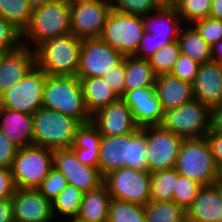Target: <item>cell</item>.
Wrapping results in <instances>:
<instances>
[{
  "label": "cell",
  "instance_id": "obj_46",
  "mask_svg": "<svg viewBox=\"0 0 222 222\" xmlns=\"http://www.w3.org/2000/svg\"><path fill=\"white\" fill-rule=\"evenodd\" d=\"M15 190L11 168L0 166V199L12 197Z\"/></svg>",
  "mask_w": 222,
  "mask_h": 222
},
{
  "label": "cell",
  "instance_id": "obj_52",
  "mask_svg": "<svg viewBox=\"0 0 222 222\" xmlns=\"http://www.w3.org/2000/svg\"><path fill=\"white\" fill-rule=\"evenodd\" d=\"M212 61L222 64V40L215 43L212 47Z\"/></svg>",
  "mask_w": 222,
  "mask_h": 222
},
{
  "label": "cell",
  "instance_id": "obj_22",
  "mask_svg": "<svg viewBox=\"0 0 222 222\" xmlns=\"http://www.w3.org/2000/svg\"><path fill=\"white\" fill-rule=\"evenodd\" d=\"M154 89L164 112L194 99L192 84L172 74L156 76Z\"/></svg>",
  "mask_w": 222,
  "mask_h": 222
},
{
  "label": "cell",
  "instance_id": "obj_30",
  "mask_svg": "<svg viewBox=\"0 0 222 222\" xmlns=\"http://www.w3.org/2000/svg\"><path fill=\"white\" fill-rule=\"evenodd\" d=\"M178 172L175 168L160 170L150 174V200L173 201Z\"/></svg>",
  "mask_w": 222,
  "mask_h": 222
},
{
  "label": "cell",
  "instance_id": "obj_4",
  "mask_svg": "<svg viewBox=\"0 0 222 222\" xmlns=\"http://www.w3.org/2000/svg\"><path fill=\"white\" fill-rule=\"evenodd\" d=\"M81 44L72 33L48 39L34 49L36 65L47 75L76 76Z\"/></svg>",
  "mask_w": 222,
  "mask_h": 222
},
{
  "label": "cell",
  "instance_id": "obj_31",
  "mask_svg": "<svg viewBox=\"0 0 222 222\" xmlns=\"http://www.w3.org/2000/svg\"><path fill=\"white\" fill-rule=\"evenodd\" d=\"M185 214L173 201H150L144 206L146 222H178Z\"/></svg>",
  "mask_w": 222,
  "mask_h": 222
},
{
  "label": "cell",
  "instance_id": "obj_1",
  "mask_svg": "<svg viewBox=\"0 0 222 222\" xmlns=\"http://www.w3.org/2000/svg\"><path fill=\"white\" fill-rule=\"evenodd\" d=\"M124 167L148 171L145 127L126 135L102 136L98 162L100 174L104 178Z\"/></svg>",
  "mask_w": 222,
  "mask_h": 222
},
{
  "label": "cell",
  "instance_id": "obj_42",
  "mask_svg": "<svg viewBox=\"0 0 222 222\" xmlns=\"http://www.w3.org/2000/svg\"><path fill=\"white\" fill-rule=\"evenodd\" d=\"M199 66L200 63L180 53L171 74L192 84L198 73Z\"/></svg>",
  "mask_w": 222,
  "mask_h": 222
},
{
  "label": "cell",
  "instance_id": "obj_9",
  "mask_svg": "<svg viewBox=\"0 0 222 222\" xmlns=\"http://www.w3.org/2000/svg\"><path fill=\"white\" fill-rule=\"evenodd\" d=\"M144 34L143 17L110 11L100 39L125 56H133Z\"/></svg>",
  "mask_w": 222,
  "mask_h": 222
},
{
  "label": "cell",
  "instance_id": "obj_18",
  "mask_svg": "<svg viewBox=\"0 0 222 222\" xmlns=\"http://www.w3.org/2000/svg\"><path fill=\"white\" fill-rule=\"evenodd\" d=\"M121 99L132 111L138 128L161 124L164 110L156 96L154 86L125 91Z\"/></svg>",
  "mask_w": 222,
  "mask_h": 222
},
{
  "label": "cell",
  "instance_id": "obj_36",
  "mask_svg": "<svg viewBox=\"0 0 222 222\" xmlns=\"http://www.w3.org/2000/svg\"><path fill=\"white\" fill-rule=\"evenodd\" d=\"M201 188L202 186L194 180L178 174L176 190H174L173 194V202L187 211V209L194 203Z\"/></svg>",
  "mask_w": 222,
  "mask_h": 222
},
{
  "label": "cell",
  "instance_id": "obj_32",
  "mask_svg": "<svg viewBox=\"0 0 222 222\" xmlns=\"http://www.w3.org/2000/svg\"><path fill=\"white\" fill-rule=\"evenodd\" d=\"M32 10L25 0H0V16L22 32L30 23Z\"/></svg>",
  "mask_w": 222,
  "mask_h": 222
},
{
  "label": "cell",
  "instance_id": "obj_50",
  "mask_svg": "<svg viewBox=\"0 0 222 222\" xmlns=\"http://www.w3.org/2000/svg\"><path fill=\"white\" fill-rule=\"evenodd\" d=\"M0 222H14L11 197L0 199Z\"/></svg>",
  "mask_w": 222,
  "mask_h": 222
},
{
  "label": "cell",
  "instance_id": "obj_28",
  "mask_svg": "<svg viewBox=\"0 0 222 222\" xmlns=\"http://www.w3.org/2000/svg\"><path fill=\"white\" fill-rule=\"evenodd\" d=\"M123 62L125 63V91L154 86L156 75L148 60L125 56Z\"/></svg>",
  "mask_w": 222,
  "mask_h": 222
},
{
  "label": "cell",
  "instance_id": "obj_15",
  "mask_svg": "<svg viewBox=\"0 0 222 222\" xmlns=\"http://www.w3.org/2000/svg\"><path fill=\"white\" fill-rule=\"evenodd\" d=\"M53 167L64 175L69 185L83 192L97 188L104 181L99 169L82 164L71 148L53 150Z\"/></svg>",
  "mask_w": 222,
  "mask_h": 222
},
{
  "label": "cell",
  "instance_id": "obj_58",
  "mask_svg": "<svg viewBox=\"0 0 222 222\" xmlns=\"http://www.w3.org/2000/svg\"><path fill=\"white\" fill-rule=\"evenodd\" d=\"M162 4L169 5V0H159Z\"/></svg>",
  "mask_w": 222,
  "mask_h": 222
},
{
  "label": "cell",
  "instance_id": "obj_39",
  "mask_svg": "<svg viewBox=\"0 0 222 222\" xmlns=\"http://www.w3.org/2000/svg\"><path fill=\"white\" fill-rule=\"evenodd\" d=\"M68 185L64 175L52 167L49 174L36 188L47 200L52 202Z\"/></svg>",
  "mask_w": 222,
  "mask_h": 222
},
{
  "label": "cell",
  "instance_id": "obj_8",
  "mask_svg": "<svg viewBox=\"0 0 222 222\" xmlns=\"http://www.w3.org/2000/svg\"><path fill=\"white\" fill-rule=\"evenodd\" d=\"M211 109L195 99L164 112L160 126L184 139L202 138L210 131Z\"/></svg>",
  "mask_w": 222,
  "mask_h": 222
},
{
  "label": "cell",
  "instance_id": "obj_55",
  "mask_svg": "<svg viewBox=\"0 0 222 222\" xmlns=\"http://www.w3.org/2000/svg\"><path fill=\"white\" fill-rule=\"evenodd\" d=\"M61 222H87V221L78 219L77 217H72V218L65 219Z\"/></svg>",
  "mask_w": 222,
  "mask_h": 222
},
{
  "label": "cell",
  "instance_id": "obj_12",
  "mask_svg": "<svg viewBox=\"0 0 222 222\" xmlns=\"http://www.w3.org/2000/svg\"><path fill=\"white\" fill-rule=\"evenodd\" d=\"M112 5L105 0L70 2V29L79 39L100 38Z\"/></svg>",
  "mask_w": 222,
  "mask_h": 222
},
{
  "label": "cell",
  "instance_id": "obj_26",
  "mask_svg": "<svg viewBox=\"0 0 222 222\" xmlns=\"http://www.w3.org/2000/svg\"><path fill=\"white\" fill-rule=\"evenodd\" d=\"M87 111L92 116L101 108L119 99L102 77L79 78Z\"/></svg>",
  "mask_w": 222,
  "mask_h": 222
},
{
  "label": "cell",
  "instance_id": "obj_43",
  "mask_svg": "<svg viewBox=\"0 0 222 222\" xmlns=\"http://www.w3.org/2000/svg\"><path fill=\"white\" fill-rule=\"evenodd\" d=\"M103 80L113 89L116 95L121 98L125 93V63L110 70L103 77Z\"/></svg>",
  "mask_w": 222,
  "mask_h": 222
},
{
  "label": "cell",
  "instance_id": "obj_49",
  "mask_svg": "<svg viewBox=\"0 0 222 222\" xmlns=\"http://www.w3.org/2000/svg\"><path fill=\"white\" fill-rule=\"evenodd\" d=\"M210 131L222 133V103L211 108Z\"/></svg>",
  "mask_w": 222,
  "mask_h": 222
},
{
  "label": "cell",
  "instance_id": "obj_37",
  "mask_svg": "<svg viewBox=\"0 0 222 222\" xmlns=\"http://www.w3.org/2000/svg\"><path fill=\"white\" fill-rule=\"evenodd\" d=\"M162 3L159 0H116L112 9L125 14L146 16L156 11Z\"/></svg>",
  "mask_w": 222,
  "mask_h": 222
},
{
  "label": "cell",
  "instance_id": "obj_40",
  "mask_svg": "<svg viewBox=\"0 0 222 222\" xmlns=\"http://www.w3.org/2000/svg\"><path fill=\"white\" fill-rule=\"evenodd\" d=\"M102 135L91 123L81 124L75 132V140L70 148H100Z\"/></svg>",
  "mask_w": 222,
  "mask_h": 222
},
{
  "label": "cell",
  "instance_id": "obj_41",
  "mask_svg": "<svg viewBox=\"0 0 222 222\" xmlns=\"http://www.w3.org/2000/svg\"><path fill=\"white\" fill-rule=\"evenodd\" d=\"M211 47L222 40V20L208 17L192 24Z\"/></svg>",
  "mask_w": 222,
  "mask_h": 222
},
{
  "label": "cell",
  "instance_id": "obj_27",
  "mask_svg": "<svg viewBox=\"0 0 222 222\" xmlns=\"http://www.w3.org/2000/svg\"><path fill=\"white\" fill-rule=\"evenodd\" d=\"M180 53L203 64L212 61L211 46L205 42L192 24H184L179 32Z\"/></svg>",
  "mask_w": 222,
  "mask_h": 222
},
{
  "label": "cell",
  "instance_id": "obj_51",
  "mask_svg": "<svg viewBox=\"0 0 222 222\" xmlns=\"http://www.w3.org/2000/svg\"><path fill=\"white\" fill-rule=\"evenodd\" d=\"M210 17L222 20V0H212Z\"/></svg>",
  "mask_w": 222,
  "mask_h": 222
},
{
  "label": "cell",
  "instance_id": "obj_33",
  "mask_svg": "<svg viewBox=\"0 0 222 222\" xmlns=\"http://www.w3.org/2000/svg\"><path fill=\"white\" fill-rule=\"evenodd\" d=\"M107 222H146L144 206L112 199Z\"/></svg>",
  "mask_w": 222,
  "mask_h": 222
},
{
  "label": "cell",
  "instance_id": "obj_16",
  "mask_svg": "<svg viewBox=\"0 0 222 222\" xmlns=\"http://www.w3.org/2000/svg\"><path fill=\"white\" fill-rule=\"evenodd\" d=\"M11 200L14 222H56L51 202L37 189L16 188Z\"/></svg>",
  "mask_w": 222,
  "mask_h": 222
},
{
  "label": "cell",
  "instance_id": "obj_17",
  "mask_svg": "<svg viewBox=\"0 0 222 222\" xmlns=\"http://www.w3.org/2000/svg\"><path fill=\"white\" fill-rule=\"evenodd\" d=\"M91 123L102 136L126 135L139 129L132 111L121 98L95 112Z\"/></svg>",
  "mask_w": 222,
  "mask_h": 222
},
{
  "label": "cell",
  "instance_id": "obj_29",
  "mask_svg": "<svg viewBox=\"0 0 222 222\" xmlns=\"http://www.w3.org/2000/svg\"><path fill=\"white\" fill-rule=\"evenodd\" d=\"M84 192L72 185L65 189L51 202L52 214L56 222L78 215Z\"/></svg>",
  "mask_w": 222,
  "mask_h": 222
},
{
  "label": "cell",
  "instance_id": "obj_2",
  "mask_svg": "<svg viewBox=\"0 0 222 222\" xmlns=\"http://www.w3.org/2000/svg\"><path fill=\"white\" fill-rule=\"evenodd\" d=\"M70 33V2L55 0L33 8L30 23L22 32V44L34 50L48 39Z\"/></svg>",
  "mask_w": 222,
  "mask_h": 222
},
{
  "label": "cell",
  "instance_id": "obj_45",
  "mask_svg": "<svg viewBox=\"0 0 222 222\" xmlns=\"http://www.w3.org/2000/svg\"><path fill=\"white\" fill-rule=\"evenodd\" d=\"M156 51H158L157 41L154 34L144 32L140 40L139 47L133 55L136 58L148 60Z\"/></svg>",
  "mask_w": 222,
  "mask_h": 222
},
{
  "label": "cell",
  "instance_id": "obj_19",
  "mask_svg": "<svg viewBox=\"0 0 222 222\" xmlns=\"http://www.w3.org/2000/svg\"><path fill=\"white\" fill-rule=\"evenodd\" d=\"M183 25L174 6L162 4L156 11L143 16L144 32L154 34L158 50L177 40Z\"/></svg>",
  "mask_w": 222,
  "mask_h": 222
},
{
  "label": "cell",
  "instance_id": "obj_57",
  "mask_svg": "<svg viewBox=\"0 0 222 222\" xmlns=\"http://www.w3.org/2000/svg\"><path fill=\"white\" fill-rule=\"evenodd\" d=\"M181 0H169V6H176Z\"/></svg>",
  "mask_w": 222,
  "mask_h": 222
},
{
  "label": "cell",
  "instance_id": "obj_34",
  "mask_svg": "<svg viewBox=\"0 0 222 222\" xmlns=\"http://www.w3.org/2000/svg\"><path fill=\"white\" fill-rule=\"evenodd\" d=\"M180 54L178 40L171 42L163 48L156 51L149 59V65L152 67L156 76L171 74L174 64Z\"/></svg>",
  "mask_w": 222,
  "mask_h": 222
},
{
  "label": "cell",
  "instance_id": "obj_11",
  "mask_svg": "<svg viewBox=\"0 0 222 222\" xmlns=\"http://www.w3.org/2000/svg\"><path fill=\"white\" fill-rule=\"evenodd\" d=\"M47 74L35 65L28 74L0 97V106L33 115L43 102Z\"/></svg>",
  "mask_w": 222,
  "mask_h": 222
},
{
  "label": "cell",
  "instance_id": "obj_59",
  "mask_svg": "<svg viewBox=\"0 0 222 222\" xmlns=\"http://www.w3.org/2000/svg\"><path fill=\"white\" fill-rule=\"evenodd\" d=\"M105 1L112 5L116 0H105Z\"/></svg>",
  "mask_w": 222,
  "mask_h": 222
},
{
  "label": "cell",
  "instance_id": "obj_47",
  "mask_svg": "<svg viewBox=\"0 0 222 222\" xmlns=\"http://www.w3.org/2000/svg\"><path fill=\"white\" fill-rule=\"evenodd\" d=\"M205 137L209 142L215 164L222 172V133L209 131Z\"/></svg>",
  "mask_w": 222,
  "mask_h": 222
},
{
  "label": "cell",
  "instance_id": "obj_6",
  "mask_svg": "<svg viewBox=\"0 0 222 222\" xmlns=\"http://www.w3.org/2000/svg\"><path fill=\"white\" fill-rule=\"evenodd\" d=\"M80 125L70 116L41 107L33 114V143L52 150L70 148Z\"/></svg>",
  "mask_w": 222,
  "mask_h": 222
},
{
  "label": "cell",
  "instance_id": "obj_13",
  "mask_svg": "<svg viewBox=\"0 0 222 222\" xmlns=\"http://www.w3.org/2000/svg\"><path fill=\"white\" fill-rule=\"evenodd\" d=\"M125 55L100 38L83 39L80 50L78 78L103 77L124 61Z\"/></svg>",
  "mask_w": 222,
  "mask_h": 222
},
{
  "label": "cell",
  "instance_id": "obj_14",
  "mask_svg": "<svg viewBox=\"0 0 222 222\" xmlns=\"http://www.w3.org/2000/svg\"><path fill=\"white\" fill-rule=\"evenodd\" d=\"M148 171L173 169L184 138L159 126L145 127Z\"/></svg>",
  "mask_w": 222,
  "mask_h": 222
},
{
  "label": "cell",
  "instance_id": "obj_3",
  "mask_svg": "<svg viewBox=\"0 0 222 222\" xmlns=\"http://www.w3.org/2000/svg\"><path fill=\"white\" fill-rule=\"evenodd\" d=\"M42 107L61 112L80 124L91 122L80 79L77 76L47 75L43 88Z\"/></svg>",
  "mask_w": 222,
  "mask_h": 222
},
{
  "label": "cell",
  "instance_id": "obj_48",
  "mask_svg": "<svg viewBox=\"0 0 222 222\" xmlns=\"http://www.w3.org/2000/svg\"><path fill=\"white\" fill-rule=\"evenodd\" d=\"M77 159L84 165L98 169L99 148H71Z\"/></svg>",
  "mask_w": 222,
  "mask_h": 222
},
{
  "label": "cell",
  "instance_id": "obj_24",
  "mask_svg": "<svg viewBox=\"0 0 222 222\" xmlns=\"http://www.w3.org/2000/svg\"><path fill=\"white\" fill-rule=\"evenodd\" d=\"M186 213L197 222H219L222 218V196L218 187H202Z\"/></svg>",
  "mask_w": 222,
  "mask_h": 222
},
{
  "label": "cell",
  "instance_id": "obj_56",
  "mask_svg": "<svg viewBox=\"0 0 222 222\" xmlns=\"http://www.w3.org/2000/svg\"><path fill=\"white\" fill-rule=\"evenodd\" d=\"M215 185L218 187L221 196H222V175L220 176V178L218 179V181L215 183Z\"/></svg>",
  "mask_w": 222,
  "mask_h": 222
},
{
  "label": "cell",
  "instance_id": "obj_20",
  "mask_svg": "<svg viewBox=\"0 0 222 222\" xmlns=\"http://www.w3.org/2000/svg\"><path fill=\"white\" fill-rule=\"evenodd\" d=\"M222 64L211 61L200 64L192 83L193 97L210 109L222 103Z\"/></svg>",
  "mask_w": 222,
  "mask_h": 222
},
{
  "label": "cell",
  "instance_id": "obj_25",
  "mask_svg": "<svg viewBox=\"0 0 222 222\" xmlns=\"http://www.w3.org/2000/svg\"><path fill=\"white\" fill-rule=\"evenodd\" d=\"M111 200L108 188L103 182L97 188L84 192L76 217L87 222H107Z\"/></svg>",
  "mask_w": 222,
  "mask_h": 222
},
{
  "label": "cell",
  "instance_id": "obj_21",
  "mask_svg": "<svg viewBox=\"0 0 222 222\" xmlns=\"http://www.w3.org/2000/svg\"><path fill=\"white\" fill-rule=\"evenodd\" d=\"M36 65L35 52L25 46L3 53L0 59V97Z\"/></svg>",
  "mask_w": 222,
  "mask_h": 222
},
{
  "label": "cell",
  "instance_id": "obj_53",
  "mask_svg": "<svg viewBox=\"0 0 222 222\" xmlns=\"http://www.w3.org/2000/svg\"><path fill=\"white\" fill-rule=\"evenodd\" d=\"M30 6L31 8H36V7H39V6H42L48 2H52V1H55V0H25Z\"/></svg>",
  "mask_w": 222,
  "mask_h": 222
},
{
  "label": "cell",
  "instance_id": "obj_7",
  "mask_svg": "<svg viewBox=\"0 0 222 222\" xmlns=\"http://www.w3.org/2000/svg\"><path fill=\"white\" fill-rule=\"evenodd\" d=\"M52 167V149L36 145L18 148L11 166L16 188L36 189Z\"/></svg>",
  "mask_w": 222,
  "mask_h": 222
},
{
  "label": "cell",
  "instance_id": "obj_44",
  "mask_svg": "<svg viewBox=\"0 0 222 222\" xmlns=\"http://www.w3.org/2000/svg\"><path fill=\"white\" fill-rule=\"evenodd\" d=\"M18 147L0 130V166L11 168Z\"/></svg>",
  "mask_w": 222,
  "mask_h": 222
},
{
  "label": "cell",
  "instance_id": "obj_23",
  "mask_svg": "<svg viewBox=\"0 0 222 222\" xmlns=\"http://www.w3.org/2000/svg\"><path fill=\"white\" fill-rule=\"evenodd\" d=\"M0 130L18 147L33 143V115L0 106Z\"/></svg>",
  "mask_w": 222,
  "mask_h": 222
},
{
  "label": "cell",
  "instance_id": "obj_54",
  "mask_svg": "<svg viewBox=\"0 0 222 222\" xmlns=\"http://www.w3.org/2000/svg\"><path fill=\"white\" fill-rule=\"evenodd\" d=\"M178 222H197L192 217H190L187 213L178 221Z\"/></svg>",
  "mask_w": 222,
  "mask_h": 222
},
{
  "label": "cell",
  "instance_id": "obj_38",
  "mask_svg": "<svg viewBox=\"0 0 222 222\" xmlns=\"http://www.w3.org/2000/svg\"><path fill=\"white\" fill-rule=\"evenodd\" d=\"M22 45V31L0 16V53L14 51Z\"/></svg>",
  "mask_w": 222,
  "mask_h": 222
},
{
  "label": "cell",
  "instance_id": "obj_10",
  "mask_svg": "<svg viewBox=\"0 0 222 222\" xmlns=\"http://www.w3.org/2000/svg\"><path fill=\"white\" fill-rule=\"evenodd\" d=\"M150 172L124 167L108 173L104 183L112 199L141 206L150 200Z\"/></svg>",
  "mask_w": 222,
  "mask_h": 222
},
{
  "label": "cell",
  "instance_id": "obj_35",
  "mask_svg": "<svg viewBox=\"0 0 222 222\" xmlns=\"http://www.w3.org/2000/svg\"><path fill=\"white\" fill-rule=\"evenodd\" d=\"M212 0H181L175 7L184 24L210 17Z\"/></svg>",
  "mask_w": 222,
  "mask_h": 222
},
{
  "label": "cell",
  "instance_id": "obj_5",
  "mask_svg": "<svg viewBox=\"0 0 222 222\" xmlns=\"http://www.w3.org/2000/svg\"><path fill=\"white\" fill-rule=\"evenodd\" d=\"M174 168L202 187L215 185L222 175L206 137L184 139Z\"/></svg>",
  "mask_w": 222,
  "mask_h": 222
}]
</instances>
